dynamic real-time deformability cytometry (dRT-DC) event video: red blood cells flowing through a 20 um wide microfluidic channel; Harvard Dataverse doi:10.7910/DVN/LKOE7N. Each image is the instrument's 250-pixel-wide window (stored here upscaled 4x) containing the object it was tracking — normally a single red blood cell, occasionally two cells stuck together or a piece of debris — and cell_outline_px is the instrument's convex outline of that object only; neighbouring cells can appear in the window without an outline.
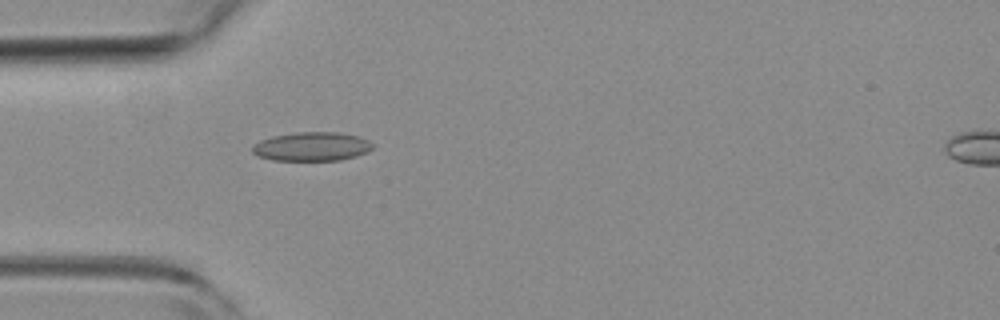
{"species": "common noctule bat (a hibernating species)", "species_latin": "Nyctalus noctula", "temperature_condition": "room temperature", "stored_images_in_passage": 5, "camera_frame_rate_fps": 3000, "um_per_image_px": 0.085, "animal": {"sex": "female", "body_mass_g": 19.3, "forearm_length_mm": 54.1}, "frame": {"image": 1, "passage_image": 4, "time_ms": 1.0, "image_size_px": [1000, 320], "cell_outline_px": [[376, 144], [368, 152], [356, 156], [340, 160], [272, 160], [256, 156], [252, 152], [252, 144], [260, 140], [272, 136], [296, 132], [340, 132], [360, 136]], "centroid_in_image_um": [26.51, 12.45], "position_along_channel_um": 58.5, "area_um2": 20.58}}